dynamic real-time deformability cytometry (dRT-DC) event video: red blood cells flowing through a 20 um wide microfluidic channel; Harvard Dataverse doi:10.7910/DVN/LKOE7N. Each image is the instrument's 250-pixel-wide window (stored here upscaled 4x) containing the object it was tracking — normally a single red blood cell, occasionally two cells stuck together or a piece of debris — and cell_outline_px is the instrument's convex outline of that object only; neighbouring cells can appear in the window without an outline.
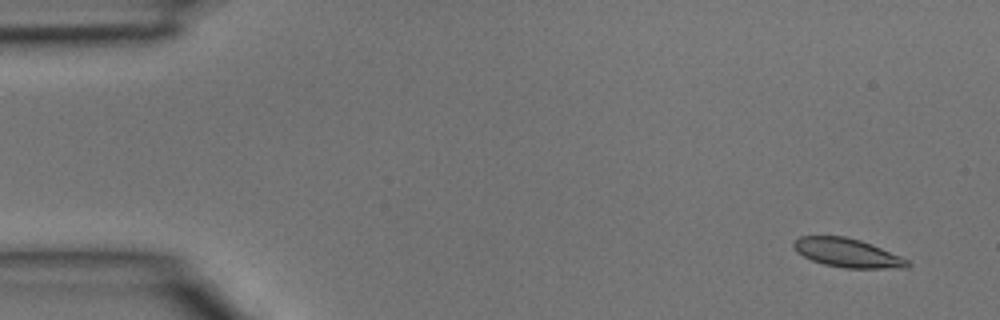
{"species": "common noctule bat (a hibernating species)", "species_latin": "Nyctalus noctula", "temperature_condition": "room temperature", "stored_images_in_passage": 5, "camera_frame_rate_fps": 3000, "um_per_image_px": 0.085, "animal": {"sex": "male", "body_mass_g": 15.6}, "frame": {"image": 1, "passage_image": 1, "time_ms": 0.0, "image_size_px": [1000, 320], "cell_outline_px": [[912, 264], [908, 268], [844, 268], [824, 264], [812, 260], [796, 252], [792, 244], [792, 240], [800, 236], [844, 236], [860, 240], [900, 256], [908, 260]], "centroid_in_image_um": [72.0, 21.49], "position_along_channel_um": 13.0, "area_um2": 19.07}}
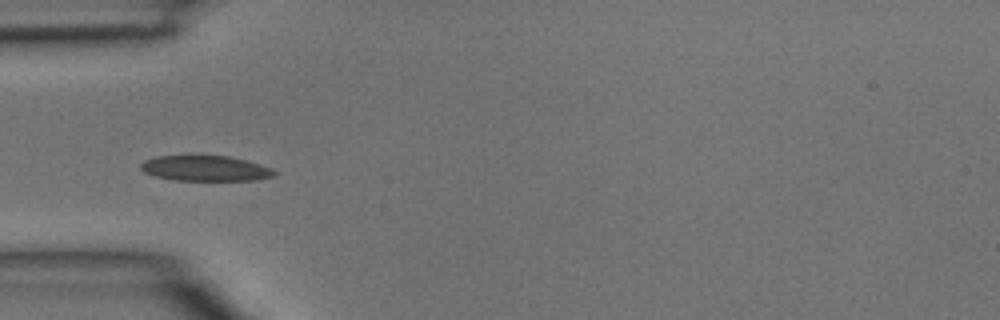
{"frame": {"image": 2, "passage_image": 4, "time_ms": 1.0, "image_size_px": [1000, 320], "cell_outline_px": [[276, 176], [256, 180], [176, 180], [156, 176], [144, 172], [140, 168], [140, 164], [144, 160], [156, 156], [228, 156], [248, 160], [260, 164], [276, 172]], "centroid_in_image_um": [17.46, 14.31], "position_along_channel_um": 67.5, "area_um2": 19.65}}